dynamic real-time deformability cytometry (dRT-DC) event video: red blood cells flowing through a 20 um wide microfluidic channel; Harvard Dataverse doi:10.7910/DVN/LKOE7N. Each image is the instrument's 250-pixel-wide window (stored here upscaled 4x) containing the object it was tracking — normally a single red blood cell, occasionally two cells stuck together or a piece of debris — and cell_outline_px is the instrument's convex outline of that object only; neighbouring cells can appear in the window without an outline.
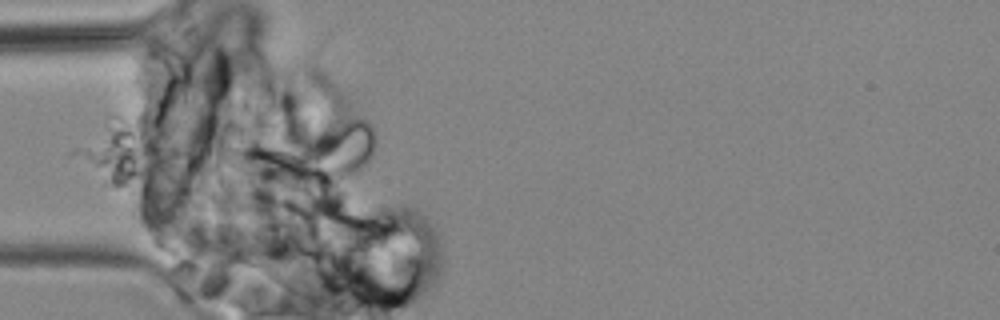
{"species": "common noctule bat (a hibernating species)", "species_latin": "Nyctalus noctula", "temperature_condition": "cold", "stored_images_in_passage": 13, "camera_frame_rate_fps": 3000, "um_per_image_px": 0.085, "animal": {"sex": "male", "body_mass_g": 19.2, "forearm_length_mm": 51.8}, "frame": {"image": 1, "passage_image": 10, "time_ms": 11.667, "image_size_px": [1000, 320], "cell_outline_px": [[376, 140], [372, 152], [368, 160], [356, 172], [340, 180], [312, 180], [300, 140], [300, 136], [308, 132], [348, 120], [364, 120], [372, 124]], "centroid_in_image_um": [28.75, 12.69], "position_along_channel_um": 56.3, "area_um2": 24.85}}
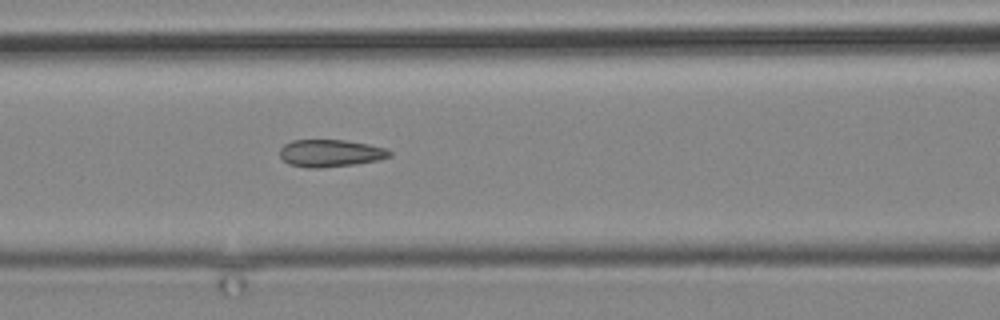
{"frame": {"image": 2, "passage_image": 13, "time_ms": 15.0, "image_size_px": [1000, 320], "cell_outline_px": [[392, 156], [380, 160], [356, 164], [320, 168], [308, 168], [288, 164], [280, 156], [280, 148], [284, 144], [292, 140], [344, 140], [368, 144], [384, 148], [392, 152]], "centroid_in_image_um": [28.09, 13.03], "position_along_channel_um": 138.5, "area_um2": 17.57}}